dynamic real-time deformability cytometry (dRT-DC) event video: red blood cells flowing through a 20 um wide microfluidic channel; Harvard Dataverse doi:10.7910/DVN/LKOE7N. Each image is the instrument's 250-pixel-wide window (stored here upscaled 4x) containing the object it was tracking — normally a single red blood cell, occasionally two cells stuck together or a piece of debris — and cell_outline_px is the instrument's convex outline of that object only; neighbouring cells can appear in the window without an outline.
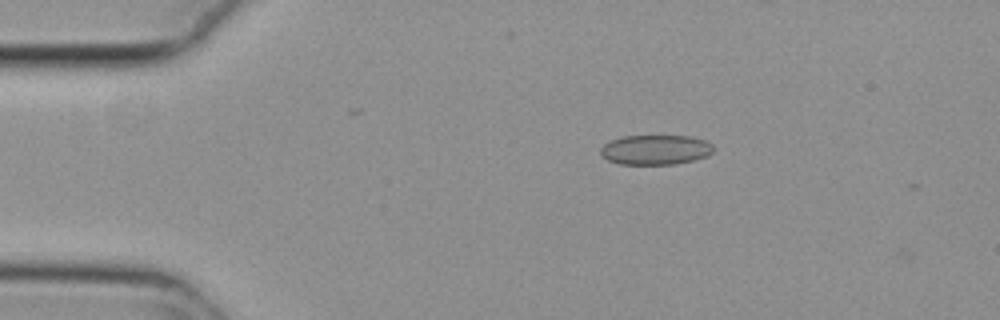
{"species": "common noctule bat (a hibernating species)", "species_latin": "Nyctalus noctula", "temperature_condition": "cold", "stored_images_in_passage": 3, "camera_frame_rate_fps": 3000, "um_per_image_px": 0.085, "animal": {"sex": "female", "body_mass_g": 29.2, "forearm_length_mm": 56.3}, "frame": {"image": 1, "passage_image": 1, "time_ms": 0.0, "image_size_px": [1000, 320], "cell_outline_px": [[712, 152], [708, 156], [692, 160], [672, 164], [620, 164], [608, 160], [600, 152], [600, 148], [604, 144], [620, 136], [692, 136], [704, 140], [712, 144]], "centroid_in_image_um": [55.71, 12.72], "position_along_channel_um": 29.3, "area_um2": 19.48}}